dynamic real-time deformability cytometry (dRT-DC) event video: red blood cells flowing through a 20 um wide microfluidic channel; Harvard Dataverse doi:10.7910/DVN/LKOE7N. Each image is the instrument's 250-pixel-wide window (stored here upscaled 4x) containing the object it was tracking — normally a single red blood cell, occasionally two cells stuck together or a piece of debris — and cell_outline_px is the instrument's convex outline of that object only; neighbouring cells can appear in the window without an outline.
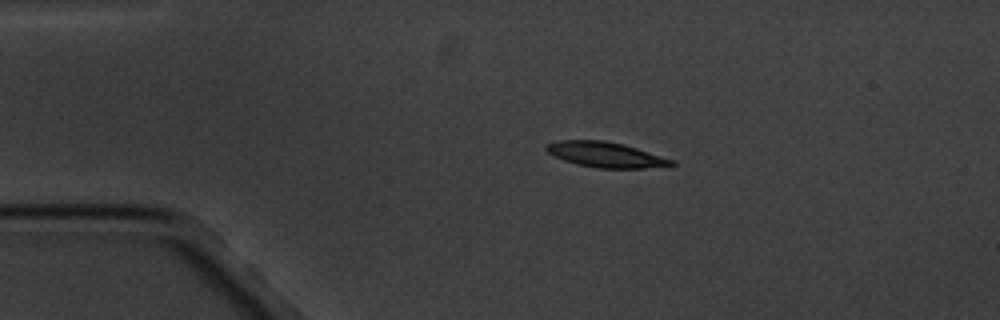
{"species": "common noctule bat (a hibernating species)", "species_latin": "Nyctalus noctula", "temperature_condition": "cold", "stored_images_in_passage": 12, "camera_frame_rate_fps": 3000, "um_per_image_px": 0.085, "animal": {"sex": "male", "body_mass_g": 20.1, "forearm_length_mm": 53.5}, "frame": {"image": 1, "passage_image": 3, "time_ms": 2.333, "image_size_px": [1000, 320], "cell_outline_px": [[676, 164], [644, 168], [596, 168], [576, 164], [564, 160], [548, 152], [544, 148], [544, 144], [556, 140], [604, 140], [624, 144], [676, 160]], "centroid_in_image_um": [51.46, 13.13], "position_along_channel_um": 33.5, "area_um2": 18.55}}
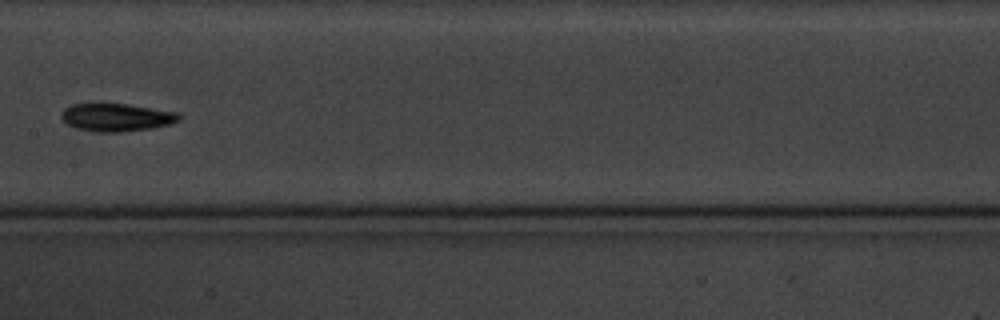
{"frame": {"image": 2, "passage_image": 8, "time_ms": 8.333, "image_size_px": [1000, 320], "cell_outline_px": [[180, 120], [168, 124], [152, 128], [124, 132], [96, 132], [76, 128], [68, 124], [60, 116], [60, 112], [64, 108], [72, 104], [92, 100], [100, 100], [128, 104], [176, 112], [180, 116]], "centroid_in_image_um": [9.8, 9.92], "position_along_channel_um": 197.6, "area_um2": 19.94}}
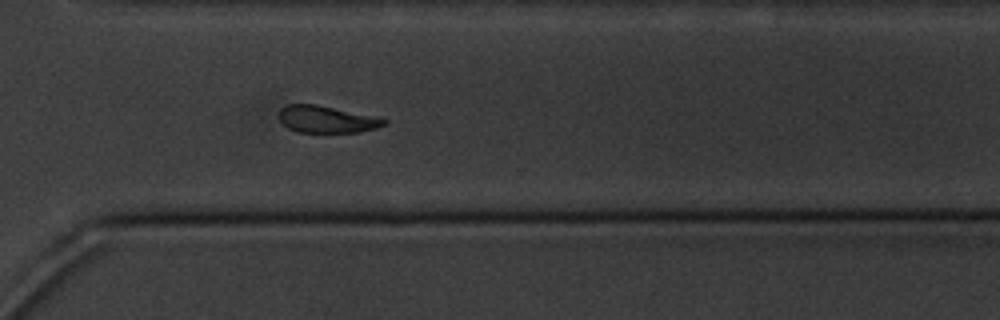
{"frame": {"image": 3, "passage_image": 12, "time_ms": 12.667, "image_size_px": [1000, 320], "cell_outline_px": [[388, 124], [376, 128], [360, 132], [296, 132], [288, 128], [276, 116], [280, 108], [288, 104], [316, 104], [372, 116], [388, 120]], "centroid_in_image_um": [27.72, 10.14], "position_along_channel_um": 342.9, "area_um2": 16.53}}